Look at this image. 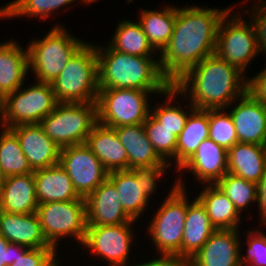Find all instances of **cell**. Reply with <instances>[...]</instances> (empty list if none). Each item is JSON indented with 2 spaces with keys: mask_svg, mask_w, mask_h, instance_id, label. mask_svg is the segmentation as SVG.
<instances>
[{
  "mask_svg": "<svg viewBox=\"0 0 266 266\" xmlns=\"http://www.w3.org/2000/svg\"><path fill=\"white\" fill-rule=\"evenodd\" d=\"M5 175L2 172V168L0 166V186L3 184L4 180H5Z\"/></svg>",
  "mask_w": 266,
  "mask_h": 266,
  "instance_id": "46",
  "label": "cell"
},
{
  "mask_svg": "<svg viewBox=\"0 0 266 266\" xmlns=\"http://www.w3.org/2000/svg\"><path fill=\"white\" fill-rule=\"evenodd\" d=\"M97 122V103H58L39 124L63 148L85 144Z\"/></svg>",
  "mask_w": 266,
  "mask_h": 266,
  "instance_id": "7",
  "label": "cell"
},
{
  "mask_svg": "<svg viewBox=\"0 0 266 266\" xmlns=\"http://www.w3.org/2000/svg\"><path fill=\"white\" fill-rule=\"evenodd\" d=\"M33 174L36 198L39 204L81 198L76 192L66 170L60 164L34 170Z\"/></svg>",
  "mask_w": 266,
  "mask_h": 266,
  "instance_id": "23",
  "label": "cell"
},
{
  "mask_svg": "<svg viewBox=\"0 0 266 266\" xmlns=\"http://www.w3.org/2000/svg\"><path fill=\"white\" fill-rule=\"evenodd\" d=\"M99 89L123 88L166 91L172 84L163 75L155 56H133L97 46ZM156 58V59H153Z\"/></svg>",
  "mask_w": 266,
  "mask_h": 266,
  "instance_id": "3",
  "label": "cell"
},
{
  "mask_svg": "<svg viewBox=\"0 0 266 266\" xmlns=\"http://www.w3.org/2000/svg\"><path fill=\"white\" fill-rule=\"evenodd\" d=\"M108 179L115 185L125 213L132 220H138L150 205V198L145 194L143 184L130 169L109 172Z\"/></svg>",
  "mask_w": 266,
  "mask_h": 266,
  "instance_id": "28",
  "label": "cell"
},
{
  "mask_svg": "<svg viewBox=\"0 0 266 266\" xmlns=\"http://www.w3.org/2000/svg\"><path fill=\"white\" fill-rule=\"evenodd\" d=\"M216 185L234 204L240 214L249 205L257 202V184L244 178L227 173Z\"/></svg>",
  "mask_w": 266,
  "mask_h": 266,
  "instance_id": "35",
  "label": "cell"
},
{
  "mask_svg": "<svg viewBox=\"0 0 266 266\" xmlns=\"http://www.w3.org/2000/svg\"><path fill=\"white\" fill-rule=\"evenodd\" d=\"M57 252L54 247L29 248L8 266H60Z\"/></svg>",
  "mask_w": 266,
  "mask_h": 266,
  "instance_id": "39",
  "label": "cell"
},
{
  "mask_svg": "<svg viewBox=\"0 0 266 266\" xmlns=\"http://www.w3.org/2000/svg\"><path fill=\"white\" fill-rule=\"evenodd\" d=\"M209 138L208 109H194L177 137L175 171L195 153L203 140Z\"/></svg>",
  "mask_w": 266,
  "mask_h": 266,
  "instance_id": "30",
  "label": "cell"
},
{
  "mask_svg": "<svg viewBox=\"0 0 266 266\" xmlns=\"http://www.w3.org/2000/svg\"><path fill=\"white\" fill-rule=\"evenodd\" d=\"M232 9L219 23L215 54L246 73V67L259 53L256 34L252 21H245L238 12L230 13Z\"/></svg>",
  "mask_w": 266,
  "mask_h": 266,
  "instance_id": "11",
  "label": "cell"
},
{
  "mask_svg": "<svg viewBox=\"0 0 266 266\" xmlns=\"http://www.w3.org/2000/svg\"><path fill=\"white\" fill-rule=\"evenodd\" d=\"M51 86L58 103H97L99 84L95 44L86 41Z\"/></svg>",
  "mask_w": 266,
  "mask_h": 266,
  "instance_id": "4",
  "label": "cell"
},
{
  "mask_svg": "<svg viewBox=\"0 0 266 266\" xmlns=\"http://www.w3.org/2000/svg\"><path fill=\"white\" fill-rule=\"evenodd\" d=\"M182 179L175 180L168 196L152 216L148 233L160 256L181 258V243L188 210V193Z\"/></svg>",
  "mask_w": 266,
  "mask_h": 266,
  "instance_id": "6",
  "label": "cell"
},
{
  "mask_svg": "<svg viewBox=\"0 0 266 266\" xmlns=\"http://www.w3.org/2000/svg\"><path fill=\"white\" fill-rule=\"evenodd\" d=\"M10 129L17 135L33 171L60 163L61 148L45 134L39 123L20 124Z\"/></svg>",
  "mask_w": 266,
  "mask_h": 266,
  "instance_id": "16",
  "label": "cell"
},
{
  "mask_svg": "<svg viewBox=\"0 0 266 266\" xmlns=\"http://www.w3.org/2000/svg\"><path fill=\"white\" fill-rule=\"evenodd\" d=\"M260 213L261 226L266 225V170L257 184V202Z\"/></svg>",
  "mask_w": 266,
  "mask_h": 266,
  "instance_id": "45",
  "label": "cell"
},
{
  "mask_svg": "<svg viewBox=\"0 0 266 266\" xmlns=\"http://www.w3.org/2000/svg\"><path fill=\"white\" fill-rule=\"evenodd\" d=\"M234 104V108L231 107ZM236 130L238 142L266 146V105L249 92L236 99L226 109Z\"/></svg>",
  "mask_w": 266,
  "mask_h": 266,
  "instance_id": "14",
  "label": "cell"
},
{
  "mask_svg": "<svg viewBox=\"0 0 266 266\" xmlns=\"http://www.w3.org/2000/svg\"><path fill=\"white\" fill-rule=\"evenodd\" d=\"M247 255L243 256L240 244V263L242 266H266V234L262 230L246 231ZM243 254V255H242Z\"/></svg>",
  "mask_w": 266,
  "mask_h": 266,
  "instance_id": "38",
  "label": "cell"
},
{
  "mask_svg": "<svg viewBox=\"0 0 266 266\" xmlns=\"http://www.w3.org/2000/svg\"><path fill=\"white\" fill-rule=\"evenodd\" d=\"M0 235L29 248L52 247L45 239L37 213L14 214L0 210Z\"/></svg>",
  "mask_w": 266,
  "mask_h": 266,
  "instance_id": "20",
  "label": "cell"
},
{
  "mask_svg": "<svg viewBox=\"0 0 266 266\" xmlns=\"http://www.w3.org/2000/svg\"><path fill=\"white\" fill-rule=\"evenodd\" d=\"M57 104L51 83L35 81L23 89L20 87L1 100L0 127L40 123Z\"/></svg>",
  "mask_w": 266,
  "mask_h": 266,
  "instance_id": "8",
  "label": "cell"
},
{
  "mask_svg": "<svg viewBox=\"0 0 266 266\" xmlns=\"http://www.w3.org/2000/svg\"><path fill=\"white\" fill-rule=\"evenodd\" d=\"M143 126L147 137L152 143L158 156L168 164L175 163L177 136H175L171 130L162 126L151 114L148 115L147 119L143 123ZM172 160L175 161L172 162Z\"/></svg>",
  "mask_w": 266,
  "mask_h": 266,
  "instance_id": "36",
  "label": "cell"
},
{
  "mask_svg": "<svg viewBox=\"0 0 266 266\" xmlns=\"http://www.w3.org/2000/svg\"><path fill=\"white\" fill-rule=\"evenodd\" d=\"M115 185L107 178L85 200L87 225L107 226L133 221L123 210Z\"/></svg>",
  "mask_w": 266,
  "mask_h": 266,
  "instance_id": "18",
  "label": "cell"
},
{
  "mask_svg": "<svg viewBox=\"0 0 266 266\" xmlns=\"http://www.w3.org/2000/svg\"><path fill=\"white\" fill-rule=\"evenodd\" d=\"M244 74L214 53L187 71L173 86L196 109H225L248 92V77Z\"/></svg>",
  "mask_w": 266,
  "mask_h": 266,
  "instance_id": "2",
  "label": "cell"
},
{
  "mask_svg": "<svg viewBox=\"0 0 266 266\" xmlns=\"http://www.w3.org/2000/svg\"><path fill=\"white\" fill-rule=\"evenodd\" d=\"M108 172L128 170V156L113 127L97 122L85 143Z\"/></svg>",
  "mask_w": 266,
  "mask_h": 266,
  "instance_id": "22",
  "label": "cell"
},
{
  "mask_svg": "<svg viewBox=\"0 0 266 266\" xmlns=\"http://www.w3.org/2000/svg\"><path fill=\"white\" fill-rule=\"evenodd\" d=\"M165 91L108 88L99 89L97 99L98 122L117 128L144 123L150 114V94L161 95Z\"/></svg>",
  "mask_w": 266,
  "mask_h": 266,
  "instance_id": "9",
  "label": "cell"
},
{
  "mask_svg": "<svg viewBox=\"0 0 266 266\" xmlns=\"http://www.w3.org/2000/svg\"><path fill=\"white\" fill-rule=\"evenodd\" d=\"M28 50L15 41L0 43V100L24 86L28 77Z\"/></svg>",
  "mask_w": 266,
  "mask_h": 266,
  "instance_id": "21",
  "label": "cell"
},
{
  "mask_svg": "<svg viewBox=\"0 0 266 266\" xmlns=\"http://www.w3.org/2000/svg\"><path fill=\"white\" fill-rule=\"evenodd\" d=\"M29 247L10 243L0 235V266H8L16 261L19 252H26Z\"/></svg>",
  "mask_w": 266,
  "mask_h": 266,
  "instance_id": "42",
  "label": "cell"
},
{
  "mask_svg": "<svg viewBox=\"0 0 266 266\" xmlns=\"http://www.w3.org/2000/svg\"><path fill=\"white\" fill-rule=\"evenodd\" d=\"M76 0H13L8 4L0 7V19L14 18V17H38L41 20L47 19L56 10L73 3ZM85 4H92L97 0H80ZM27 15V16H26Z\"/></svg>",
  "mask_w": 266,
  "mask_h": 266,
  "instance_id": "32",
  "label": "cell"
},
{
  "mask_svg": "<svg viewBox=\"0 0 266 266\" xmlns=\"http://www.w3.org/2000/svg\"><path fill=\"white\" fill-rule=\"evenodd\" d=\"M206 208L207 215L216 230L240 229V213L216 184H206L196 195Z\"/></svg>",
  "mask_w": 266,
  "mask_h": 266,
  "instance_id": "27",
  "label": "cell"
},
{
  "mask_svg": "<svg viewBox=\"0 0 266 266\" xmlns=\"http://www.w3.org/2000/svg\"><path fill=\"white\" fill-rule=\"evenodd\" d=\"M167 168H171L170 165L137 166L130 170L135 174L137 180L143 184L145 194L151 198L152 194L156 192L159 179L165 174Z\"/></svg>",
  "mask_w": 266,
  "mask_h": 266,
  "instance_id": "40",
  "label": "cell"
},
{
  "mask_svg": "<svg viewBox=\"0 0 266 266\" xmlns=\"http://www.w3.org/2000/svg\"><path fill=\"white\" fill-rule=\"evenodd\" d=\"M226 111V108L208 109V123L209 138L228 151L238 142V138L233 119Z\"/></svg>",
  "mask_w": 266,
  "mask_h": 266,
  "instance_id": "37",
  "label": "cell"
},
{
  "mask_svg": "<svg viewBox=\"0 0 266 266\" xmlns=\"http://www.w3.org/2000/svg\"><path fill=\"white\" fill-rule=\"evenodd\" d=\"M215 230L202 203L197 198L191 203L188 201L181 243V258L189 260L201 249Z\"/></svg>",
  "mask_w": 266,
  "mask_h": 266,
  "instance_id": "25",
  "label": "cell"
},
{
  "mask_svg": "<svg viewBox=\"0 0 266 266\" xmlns=\"http://www.w3.org/2000/svg\"><path fill=\"white\" fill-rule=\"evenodd\" d=\"M0 129V166L5 177L33 173L17 135L10 128Z\"/></svg>",
  "mask_w": 266,
  "mask_h": 266,
  "instance_id": "33",
  "label": "cell"
},
{
  "mask_svg": "<svg viewBox=\"0 0 266 266\" xmlns=\"http://www.w3.org/2000/svg\"><path fill=\"white\" fill-rule=\"evenodd\" d=\"M160 257V258H159ZM144 263L133 266H190L189 260L175 256H159Z\"/></svg>",
  "mask_w": 266,
  "mask_h": 266,
  "instance_id": "44",
  "label": "cell"
},
{
  "mask_svg": "<svg viewBox=\"0 0 266 266\" xmlns=\"http://www.w3.org/2000/svg\"><path fill=\"white\" fill-rule=\"evenodd\" d=\"M178 170L190 171L202 185L216 184L228 173V151L207 138Z\"/></svg>",
  "mask_w": 266,
  "mask_h": 266,
  "instance_id": "17",
  "label": "cell"
},
{
  "mask_svg": "<svg viewBox=\"0 0 266 266\" xmlns=\"http://www.w3.org/2000/svg\"><path fill=\"white\" fill-rule=\"evenodd\" d=\"M239 238V229L215 230L201 249L189 259L190 266H242Z\"/></svg>",
  "mask_w": 266,
  "mask_h": 266,
  "instance_id": "15",
  "label": "cell"
},
{
  "mask_svg": "<svg viewBox=\"0 0 266 266\" xmlns=\"http://www.w3.org/2000/svg\"><path fill=\"white\" fill-rule=\"evenodd\" d=\"M109 43L114 50L133 56H154L158 53L148 42L138 21H119Z\"/></svg>",
  "mask_w": 266,
  "mask_h": 266,
  "instance_id": "31",
  "label": "cell"
},
{
  "mask_svg": "<svg viewBox=\"0 0 266 266\" xmlns=\"http://www.w3.org/2000/svg\"><path fill=\"white\" fill-rule=\"evenodd\" d=\"M248 92L258 101L266 105V68L248 78Z\"/></svg>",
  "mask_w": 266,
  "mask_h": 266,
  "instance_id": "43",
  "label": "cell"
},
{
  "mask_svg": "<svg viewBox=\"0 0 266 266\" xmlns=\"http://www.w3.org/2000/svg\"><path fill=\"white\" fill-rule=\"evenodd\" d=\"M85 43L58 22L43 38L32 39L26 47L29 69L35 74V80L52 83Z\"/></svg>",
  "mask_w": 266,
  "mask_h": 266,
  "instance_id": "5",
  "label": "cell"
},
{
  "mask_svg": "<svg viewBox=\"0 0 266 266\" xmlns=\"http://www.w3.org/2000/svg\"><path fill=\"white\" fill-rule=\"evenodd\" d=\"M253 6L254 4L250 5L251 9L244 11L245 13L247 12L253 23L258 50L260 53L264 52L263 54L266 55V0H258L255 6Z\"/></svg>",
  "mask_w": 266,
  "mask_h": 266,
  "instance_id": "41",
  "label": "cell"
},
{
  "mask_svg": "<svg viewBox=\"0 0 266 266\" xmlns=\"http://www.w3.org/2000/svg\"><path fill=\"white\" fill-rule=\"evenodd\" d=\"M135 220L118 225H87L82 244L94 256L108 261L109 266H130L129 254L135 237L131 229ZM128 262V263H127Z\"/></svg>",
  "mask_w": 266,
  "mask_h": 266,
  "instance_id": "12",
  "label": "cell"
},
{
  "mask_svg": "<svg viewBox=\"0 0 266 266\" xmlns=\"http://www.w3.org/2000/svg\"><path fill=\"white\" fill-rule=\"evenodd\" d=\"M230 7H177L172 36L158 59L163 75L172 85L204 58L215 53L218 26Z\"/></svg>",
  "mask_w": 266,
  "mask_h": 266,
  "instance_id": "1",
  "label": "cell"
},
{
  "mask_svg": "<svg viewBox=\"0 0 266 266\" xmlns=\"http://www.w3.org/2000/svg\"><path fill=\"white\" fill-rule=\"evenodd\" d=\"M43 235L57 251L59 242L66 236L83 244L87 230L86 200L41 203L36 211Z\"/></svg>",
  "mask_w": 266,
  "mask_h": 266,
  "instance_id": "10",
  "label": "cell"
},
{
  "mask_svg": "<svg viewBox=\"0 0 266 266\" xmlns=\"http://www.w3.org/2000/svg\"><path fill=\"white\" fill-rule=\"evenodd\" d=\"M180 95V92L171 85L162 96L166 97L165 103H160L155 108L150 109V114L160 122V124L167 129L171 130L172 133L178 137L181 131L184 129L188 115L195 109L191 104L190 110H183L179 106L180 102L172 103L175 98Z\"/></svg>",
  "mask_w": 266,
  "mask_h": 266,
  "instance_id": "34",
  "label": "cell"
},
{
  "mask_svg": "<svg viewBox=\"0 0 266 266\" xmlns=\"http://www.w3.org/2000/svg\"><path fill=\"white\" fill-rule=\"evenodd\" d=\"M139 13L138 22L147 36L148 42L156 52L160 53L172 36L177 7L168 4L160 10L141 9Z\"/></svg>",
  "mask_w": 266,
  "mask_h": 266,
  "instance_id": "29",
  "label": "cell"
},
{
  "mask_svg": "<svg viewBox=\"0 0 266 266\" xmlns=\"http://www.w3.org/2000/svg\"><path fill=\"white\" fill-rule=\"evenodd\" d=\"M34 174L12 175L0 186V210L14 214H30L37 211Z\"/></svg>",
  "mask_w": 266,
  "mask_h": 266,
  "instance_id": "19",
  "label": "cell"
},
{
  "mask_svg": "<svg viewBox=\"0 0 266 266\" xmlns=\"http://www.w3.org/2000/svg\"><path fill=\"white\" fill-rule=\"evenodd\" d=\"M82 198H87L108 178V171L86 144L61 148L60 163Z\"/></svg>",
  "mask_w": 266,
  "mask_h": 266,
  "instance_id": "13",
  "label": "cell"
},
{
  "mask_svg": "<svg viewBox=\"0 0 266 266\" xmlns=\"http://www.w3.org/2000/svg\"><path fill=\"white\" fill-rule=\"evenodd\" d=\"M121 144L128 156V169L137 166L170 165L155 152L149 141L143 123L115 128Z\"/></svg>",
  "mask_w": 266,
  "mask_h": 266,
  "instance_id": "26",
  "label": "cell"
},
{
  "mask_svg": "<svg viewBox=\"0 0 266 266\" xmlns=\"http://www.w3.org/2000/svg\"><path fill=\"white\" fill-rule=\"evenodd\" d=\"M266 170V146L237 142L228 150V173L258 184Z\"/></svg>",
  "mask_w": 266,
  "mask_h": 266,
  "instance_id": "24",
  "label": "cell"
}]
</instances>
